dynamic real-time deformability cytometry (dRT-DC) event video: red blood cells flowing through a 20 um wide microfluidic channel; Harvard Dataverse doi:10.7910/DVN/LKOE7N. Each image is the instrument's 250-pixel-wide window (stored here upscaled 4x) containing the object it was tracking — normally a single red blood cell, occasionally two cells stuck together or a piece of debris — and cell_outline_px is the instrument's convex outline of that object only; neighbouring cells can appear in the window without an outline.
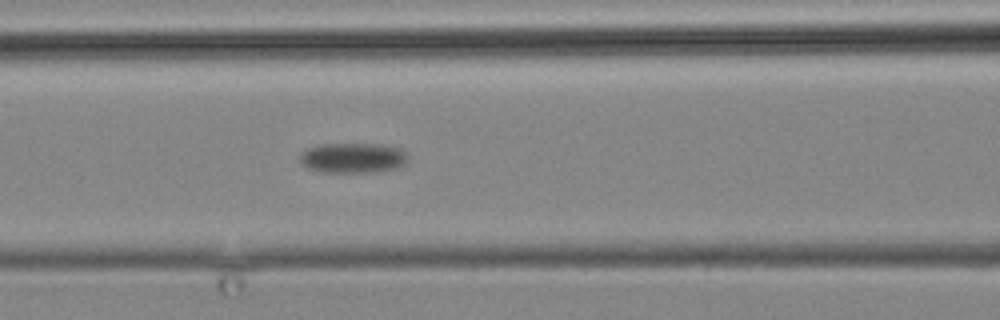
{"species": "common noctule bat (a hibernating species)", "species_latin": "Nyctalus noctula", "temperature_condition": "cold", "stored_images_in_passage": 5, "camera_frame_rate_fps": 3000, "um_per_image_px": 0.085, "animal": {"sex": "male", "body_mass_g": 19.2, "forearm_length_mm": 51.8}, "frame": {"image": 1, "passage_image": 5, "time_ms": 4.667, "image_size_px": [1000, 320], "cell_outline_px": [[408, 160], [404, 164], [396, 168], [372, 172], [320, 172], [308, 168], [300, 164], [300, 152], [308, 148], [320, 144], [380, 144], [400, 148], [408, 152]], "centroid_in_image_um": [29.99, 13.42], "position_along_channel_um": 136.6, "area_um2": 19.19}}